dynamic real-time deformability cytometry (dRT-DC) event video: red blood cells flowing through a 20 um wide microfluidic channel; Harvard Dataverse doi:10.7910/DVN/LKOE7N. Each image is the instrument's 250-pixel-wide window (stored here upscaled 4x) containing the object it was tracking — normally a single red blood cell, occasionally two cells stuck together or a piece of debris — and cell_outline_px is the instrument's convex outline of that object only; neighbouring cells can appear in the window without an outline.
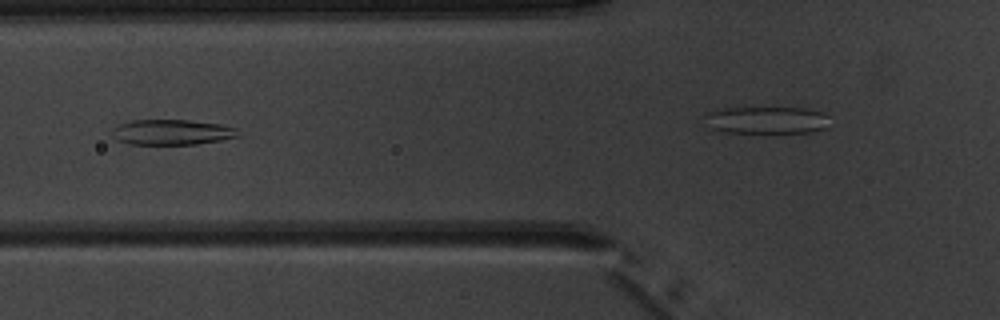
{"species": "common noctule bat (a hibernating species)", "species_latin": "Nyctalus noctula", "temperature_condition": "warm", "stored_images_in_passage": 6, "camera_frame_rate_fps": 3000, "um_per_image_px": 0.085, "animal": {"sex": "male", "body_mass_g": 20.1, "forearm_length_mm": 53.5}, "frame": {"image": 1, "passage_image": 4, "time_ms": 4.333, "image_size_px": [1000, 320], "cell_outline_px": [[240, 136], [220, 140], [196, 144], [132, 144], [116, 140], [112, 136], [112, 128], [120, 124], [132, 120], [188, 120], [220, 124], [236, 128]], "centroid_in_image_um": [14.59, 11.23], "position_along_channel_um": 111.2, "area_um2": 18.55}}